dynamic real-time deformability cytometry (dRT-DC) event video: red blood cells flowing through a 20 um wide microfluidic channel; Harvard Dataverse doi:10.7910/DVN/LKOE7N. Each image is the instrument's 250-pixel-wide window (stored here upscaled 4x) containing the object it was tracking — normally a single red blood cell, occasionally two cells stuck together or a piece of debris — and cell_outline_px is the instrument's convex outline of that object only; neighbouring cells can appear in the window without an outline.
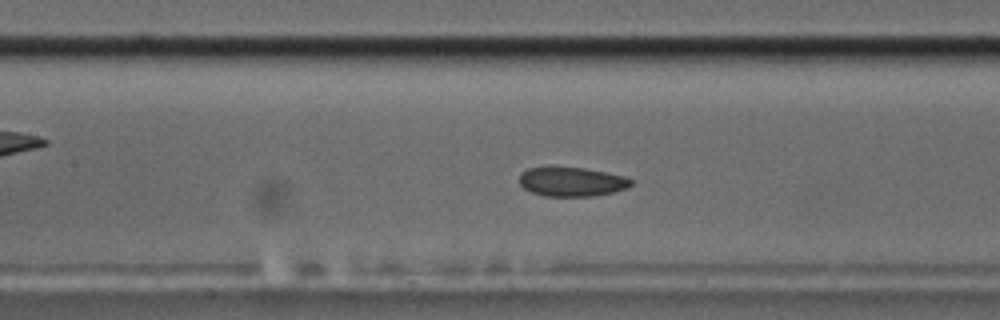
{"species": "common noctule bat (a hibernating species)", "species_latin": "Nyctalus noctula", "temperature_condition": "cold", "stored_images_in_passage": 54, "segment_of_instrument_passage": [1, 2], "camera_frame_rate_fps": 3000, "um_per_image_px": 0.085, "animal": {"sex": "male", "body_mass_g": 17.5, "forearm_length_mm": 52.3}, "frame": {"image": 1, "passage_image": 24, "time_ms": 7.667, "image_size_px": [1000, 320], "cell_outline_px": [[632, 184], [628, 188], [612, 192], [592, 196], [544, 196], [532, 192], [524, 188], [520, 184], [520, 172], [528, 168], [584, 168], [624, 176], [632, 180]], "centroid_in_image_um": [48.6, 15.46], "position_along_channel_um": 158.8, "area_um2": 18.73}}
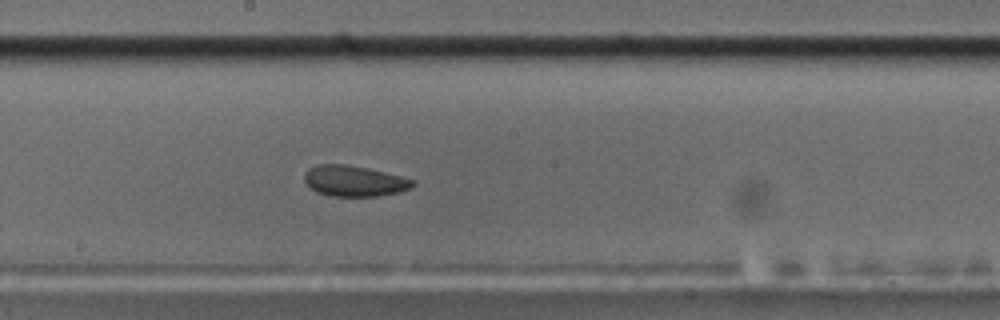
{"frame": {"image": 2, "passage_image": 29, "time_ms": 9.333, "image_size_px": [1000, 320], "cell_outline_px": [[416, 184], [400, 192], [376, 196], [328, 196], [316, 192], [304, 180], [304, 172], [308, 168], [316, 164], [348, 164], [368, 168], [416, 180]], "centroid_in_image_um": [30.09, 15.37], "position_along_channel_um": 218.1, "area_um2": 19.54}}
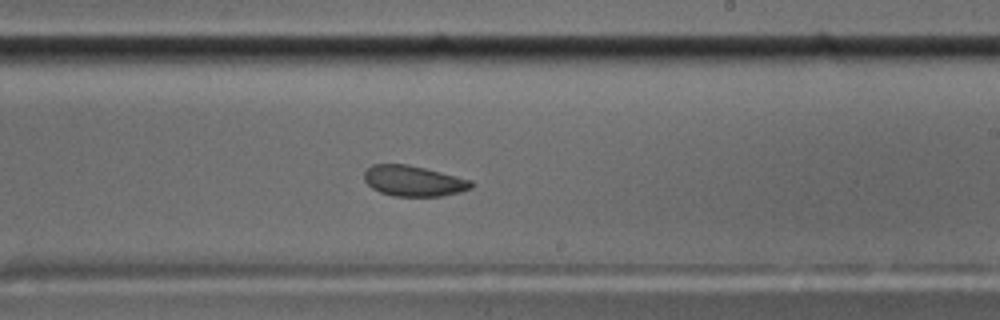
{"frame": {"image": 3, "passage_image": 32, "time_ms": 10.333, "image_size_px": [1000, 320], "cell_outline_px": [[476, 184], [472, 188], [460, 192], [440, 196], [392, 196], [380, 192], [372, 188], [364, 180], [364, 172], [372, 164], [408, 164], [472, 180]], "centroid_in_image_um": [35.16, 15.38], "position_along_channel_um": 253.8, "area_um2": 19.13}}